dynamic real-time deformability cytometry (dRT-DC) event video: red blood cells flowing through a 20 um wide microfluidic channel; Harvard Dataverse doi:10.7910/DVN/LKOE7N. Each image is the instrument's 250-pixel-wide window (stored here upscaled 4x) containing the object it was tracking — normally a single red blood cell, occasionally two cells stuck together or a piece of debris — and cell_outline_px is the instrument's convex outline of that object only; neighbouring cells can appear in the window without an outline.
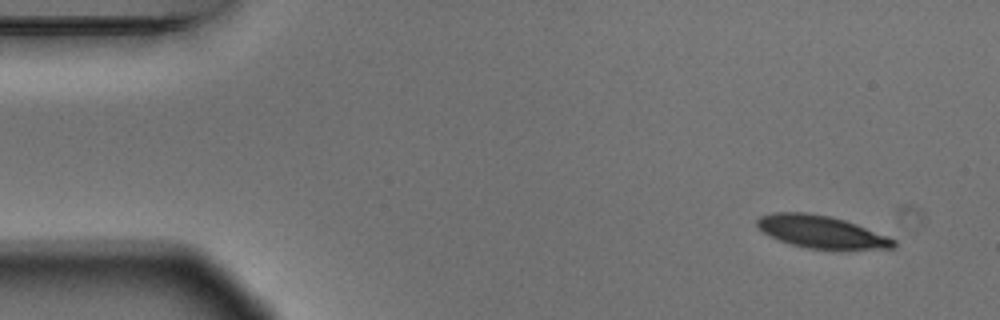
{"species": "Egyptian fruit bat (a non-hibernating species)", "species_latin": "Rousettus aegyptiacus", "temperature_condition": "warm", "stored_images_in_passage": 4, "camera_frame_rate_fps": 3000, "um_per_image_px": 0.085, "animal": {"sex": "male"}, "frame": {"image": 1, "passage_image": 1, "time_ms": 0.0, "image_size_px": [1000, 320], "cell_outline_px": [[896, 248], [808, 248], [792, 244], [780, 240], [764, 232], [756, 224], [756, 220], [760, 216], [772, 212], [808, 212], [828, 216], [844, 220], [856, 224], [888, 236], [896, 240]], "centroid_in_image_um": [69.8, 19.68], "position_along_channel_um": 15.2, "area_um2": 25.26}}
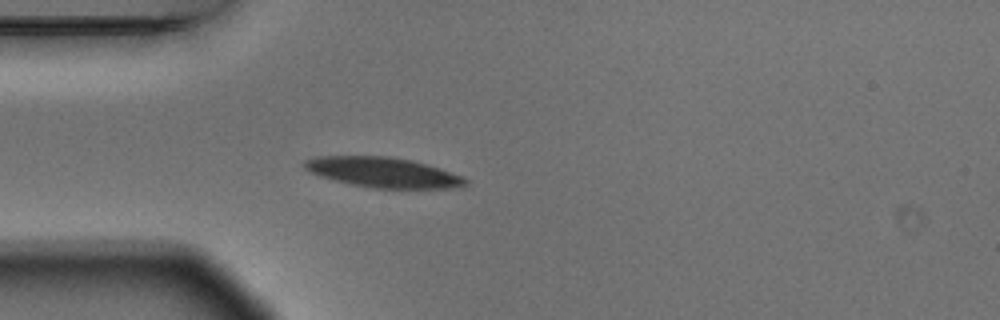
{"frame": {"image": 2, "passage_image": 4, "time_ms": 1.0, "image_size_px": [1000, 320], "cell_outline_px": [[468, 184], [460, 188], [376, 188], [352, 184], [320, 176], [304, 168], [304, 160], [316, 156], [392, 156], [412, 160], [440, 168], [460, 176], [468, 180]], "centroid_in_image_um": [32.58, 14.64], "position_along_channel_um": 52.4, "area_um2": 28.09}}